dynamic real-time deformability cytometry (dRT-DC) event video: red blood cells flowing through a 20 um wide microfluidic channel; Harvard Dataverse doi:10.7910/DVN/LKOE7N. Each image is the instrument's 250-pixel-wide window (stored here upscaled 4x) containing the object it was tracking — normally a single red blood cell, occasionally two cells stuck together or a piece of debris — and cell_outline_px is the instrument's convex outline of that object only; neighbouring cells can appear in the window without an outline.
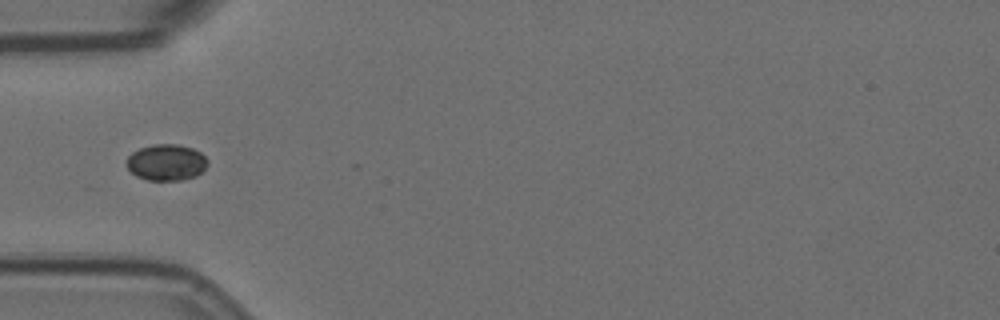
{"species": "Egyptian fruit bat (a non-hibernating species)", "species_latin": "Rousettus aegyptiacus", "temperature_condition": "room temperature", "stored_images_in_passage": 14, "camera_frame_rate_fps": 3000, "um_per_image_px": 0.085, "animal": {"sex": "female"}, "frame": {"image": 1, "passage_image": 1, "time_ms": 0.0, "image_size_px": [1000, 320], "cell_outline_px": [[208, 164], [196, 176], [180, 180], [148, 180], [136, 176], [124, 164], [128, 156], [132, 152], [140, 148], [156, 144], [176, 144], [192, 148], [200, 152], [208, 160]], "centroid_in_image_um": [14.12, 13.8], "position_along_channel_um": 70.9, "area_um2": 17.11}}
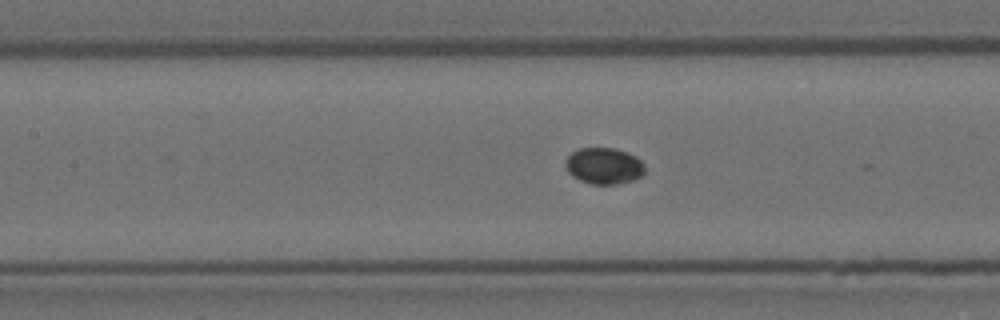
{"frame": {"image": 2, "passage_image": 8, "time_ms": 2.333, "image_size_px": [1000, 320], "cell_outline_px": [[644, 172], [640, 176], [632, 180], [616, 184], [592, 184], [580, 180], [572, 176], [568, 172], [564, 164], [564, 160], [572, 152], [580, 148], [616, 148], [628, 152], [636, 156], [644, 164]], "centroid_in_image_um": [51.32, 14.09], "position_along_channel_um": 156.1, "area_um2": 16.88}}
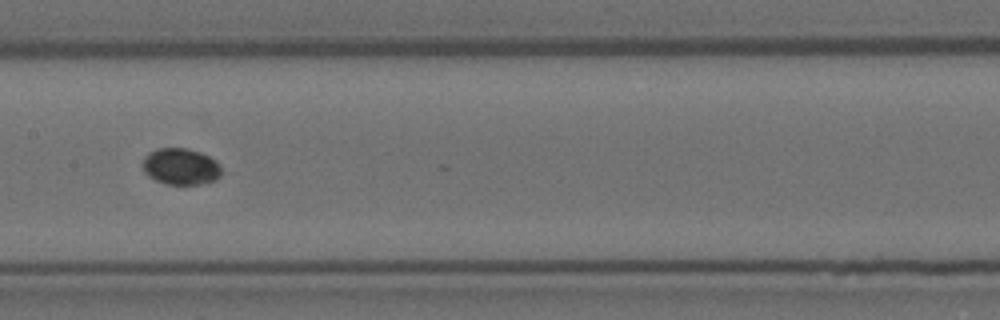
{"frame": {"image": 3, "passage_image": 11, "time_ms": 3.333, "image_size_px": [1000, 320], "cell_outline_px": [[220, 176], [216, 180], [200, 184], [168, 184], [156, 180], [148, 176], [144, 172], [144, 156], [148, 152], [156, 148], [184, 148], [200, 152], [216, 160], [220, 164]], "centroid_in_image_um": [15.36, 14.15], "position_along_channel_um": 192.0, "area_um2": 16.7}}